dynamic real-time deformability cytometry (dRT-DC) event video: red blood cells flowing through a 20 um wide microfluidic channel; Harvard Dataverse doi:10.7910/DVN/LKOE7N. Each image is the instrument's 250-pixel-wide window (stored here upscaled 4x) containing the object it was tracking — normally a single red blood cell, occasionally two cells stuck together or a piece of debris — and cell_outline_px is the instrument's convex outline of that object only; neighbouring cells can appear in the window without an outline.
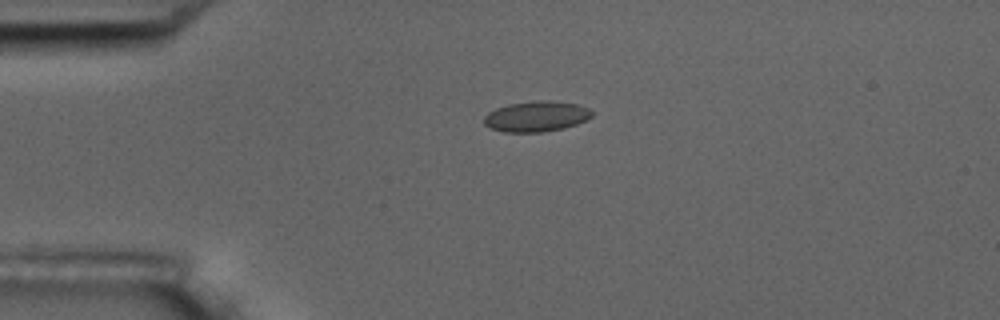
{"species": "common noctule bat (a hibernating species)", "species_latin": "Nyctalus noctula", "temperature_condition": "room temperature", "stored_images_in_passage": 4, "camera_frame_rate_fps": 3000, "um_per_image_px": 0.085, "animal": {"sex": "male", "body_mass_g": 17.5, "forearm_length_mm": 52.3}, "frame": {"image": 1, "passage_image": 4, "time_ms": 3.667, "image_size_px": [1000, 320], "cell_outline_px": [[592, 116], [576, 124], [564, 128], [540, 132], [504, 132], [492, 128], [484, 124], [484, 116], [488, 112], [496, 108], [508, 104], [540, 100], [548, 100], [580, 104], [588, 108], [592, 112]], "centroid_in_image_um": [45.58, 9.88], "position_along_channel_um": 39.4, "area_um2": 19.13}}